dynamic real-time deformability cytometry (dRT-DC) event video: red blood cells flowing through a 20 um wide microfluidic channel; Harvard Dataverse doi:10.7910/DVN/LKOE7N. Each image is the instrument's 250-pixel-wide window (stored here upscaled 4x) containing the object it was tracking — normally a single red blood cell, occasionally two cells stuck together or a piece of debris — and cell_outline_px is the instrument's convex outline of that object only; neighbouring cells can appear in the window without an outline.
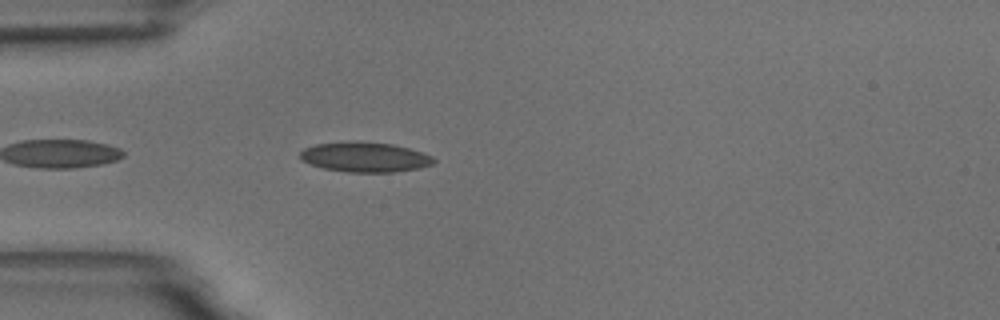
{"species": "common noctule bat (a hibernating species)", "species_latin": "Nyctalus noctula", "temperature_condition": "room temperature", "stored_images_in_passage": 7, "camera_frame_rate_fps": 3000, "um_per_image_px": 0.085, "animal": {"sex": "male", "body_mass_g": 18.8}, "frame": {"image": 1, "passage_image": 3, "time_ms": 0.667, "image_size_px": [1000, 320], "cell_outline_px": [[436, 160], [432, 164], [420, 168], [392, 172], [348, 172], [324, 168], [300, 160], [300, 152], [304, 148], [316, 144], [352, 140], [356, 140], [392, 144], [408, 148], [432, 156]], "centroid_in_image_um": [31.0, 13.34], "position_along_channel_um": 54.0, "area_um2": 23.35}}